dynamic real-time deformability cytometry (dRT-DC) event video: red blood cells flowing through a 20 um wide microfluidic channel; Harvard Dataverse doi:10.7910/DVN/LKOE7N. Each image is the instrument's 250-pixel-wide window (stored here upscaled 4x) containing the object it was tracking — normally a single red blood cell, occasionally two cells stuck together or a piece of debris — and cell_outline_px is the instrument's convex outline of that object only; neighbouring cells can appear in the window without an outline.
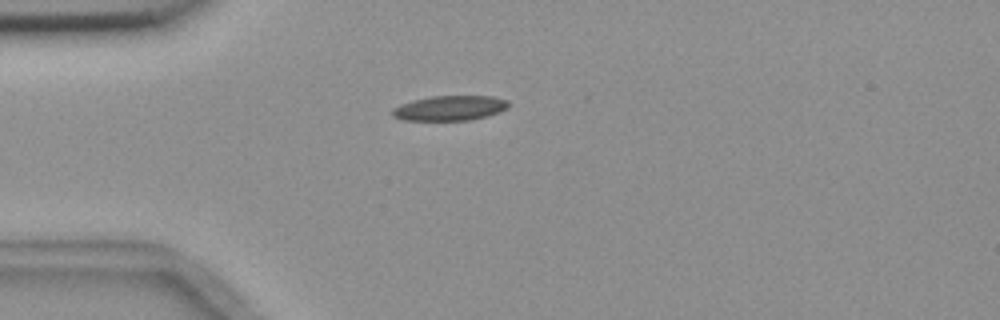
{"species": "common noctule bat (a hibernating species)", "species_latin": "Nyctalus noctula", "temperature_condition": "room temperature", "stored_images_in_passage": 1, "camera_frame_rate_fps": 3000, "um_per_image_px": 0.085, "animal": {"sex": "female", "body_mass_g": 18.4}, "frame": {"image": 1, "passage_image": 1, "time_ms": 0.0, "image_size_px": [1000, 320], "cell_outline_px": [[508, 108], [488, 116], [468, 120], [404, 120], [392, 116], [392, 108], [412, 100], [432, 96], [492, 96], [508, 100]], "centroid_in_image_um": [38.24, 9.18], "position_along_channel_um": 46.8, "area_um2": 16.82}}